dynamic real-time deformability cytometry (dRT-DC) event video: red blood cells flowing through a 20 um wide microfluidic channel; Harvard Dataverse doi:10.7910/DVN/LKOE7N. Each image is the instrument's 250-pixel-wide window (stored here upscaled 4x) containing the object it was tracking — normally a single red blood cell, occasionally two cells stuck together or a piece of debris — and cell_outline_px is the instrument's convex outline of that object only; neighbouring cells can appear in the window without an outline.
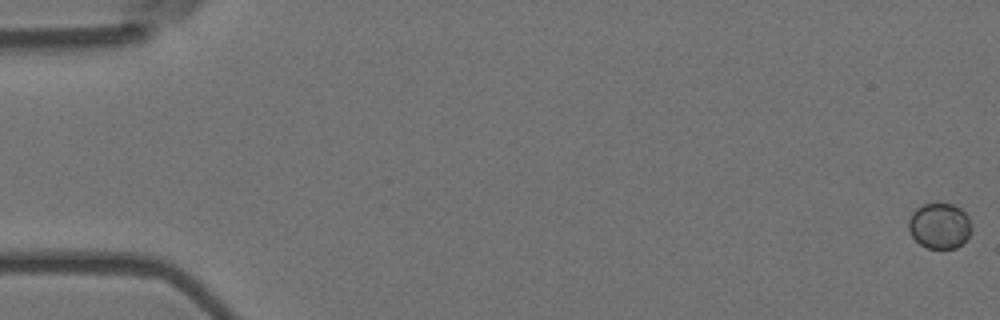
{"species": "Egyptian fruit bat (a non-hibernating species)", "species_latin": "Rousettus aegyptiacus", "temperature_condition": "room temperature", "stored_images_in_passage": 58, "camera_frame_rate_fps": 3000, "um_per_image_px": 0.085, "animal": {"sex": "female"}, "frame": {"image": 1, "passage_image": 1, "time_ms": 0.0, "image_size_px": [1000, 320], "cell_outline_px": [[972, 228], [968, 236], [956, 248], [928, 248], [920, 244], [912, 236], [908, 228], [908, 220], [912, 212], [916, 208], [924, 204], [940, 200], [952, 204], [960, 208], [968, 216]], "centroid_in_image_um": [79.84, 19.14], "position_along_channel_um": 5.2, "area_um2": 16.99}}
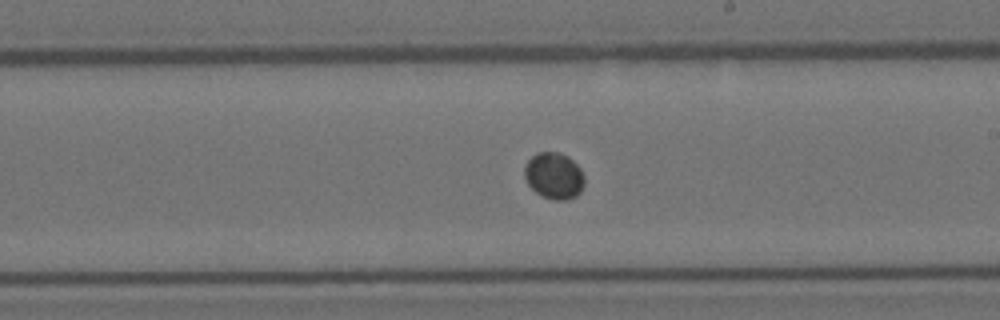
{"frame": {"image": 2, "passage_image": 34, "time_ms": 11.0, "image_size_px": [1000, 320], "cell_outline_px": [[584, 184], [580, 192], [576, 196], [568, 200], [552, 200], [540, 196], [528, 184], [524, 176], [524, 164], [536, 152], [560, 152], [568, 156], [580, 168], [584, 176]], "centroid_in_image_um": [47.08, 14.94], "position_along_channel_um": 241.9, "area_um2": 16.47}}
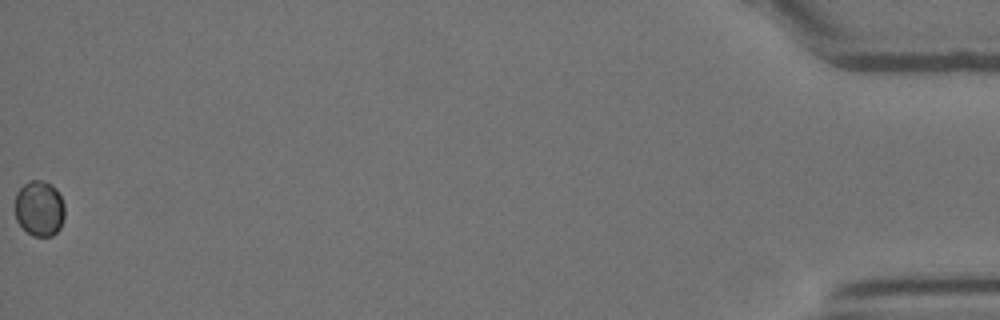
{"frame": {"image": 3, "passage_image": 58, "time_ms": 19.0, "image_size_px": [1000, 320], "cell_outline_px": [[64, 216], [60, 228], [52, 236], [32, 236], [16, 220], [16, 192], [28, 180], [40, 180], [52, 184], [56, 188], [64, 204]], "centroid_in_image_um": [3.36, 17.7], "position_along_channel_um": 431.8, "area_um2": 16.07}}